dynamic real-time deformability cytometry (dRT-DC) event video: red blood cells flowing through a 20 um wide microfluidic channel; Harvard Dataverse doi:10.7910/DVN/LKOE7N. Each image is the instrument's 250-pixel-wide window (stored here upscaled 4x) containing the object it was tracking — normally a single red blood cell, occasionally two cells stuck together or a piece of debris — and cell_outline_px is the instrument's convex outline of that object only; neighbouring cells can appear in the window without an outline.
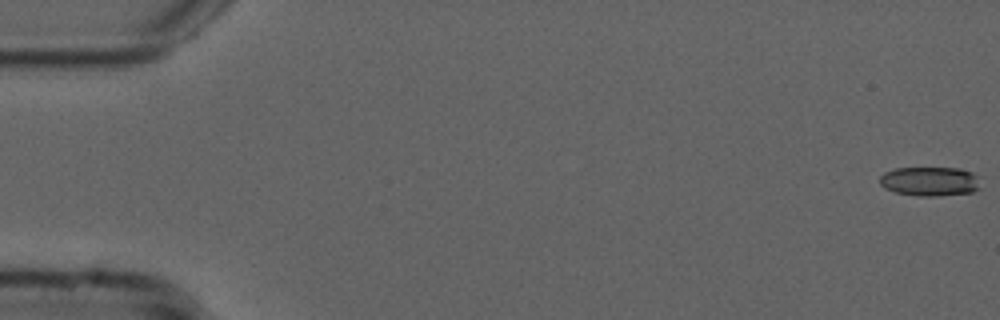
{"species": "common noctule bat (a hibernating species)", "species_latin": "Nyctalus noctula", "temperature_condition": "cold", "stored_images_in_passage": 55, "camera_frame_rate_fps": 3000, "um_per_image_px": 0.085, "animal": {"sex": "male", "forearm_length_mm": 52.5}, "frame": {"image": 1, "passage_image": 1, "time_ms": 0.0, "image_size_px": [1000, 320], "cell_outline_px": [[980, 188], [972, 192], [940, 196], [920, 196], [896, 192], [884, 188], [880, 184], [880, 176], [884, 172], [896, 168], [960, 168], [972, 172], [976, 176]], "centroid_in_image_um": [79.03, 15.41], "position_along_channel_um": 6.0, "area_um2": 17.17}}
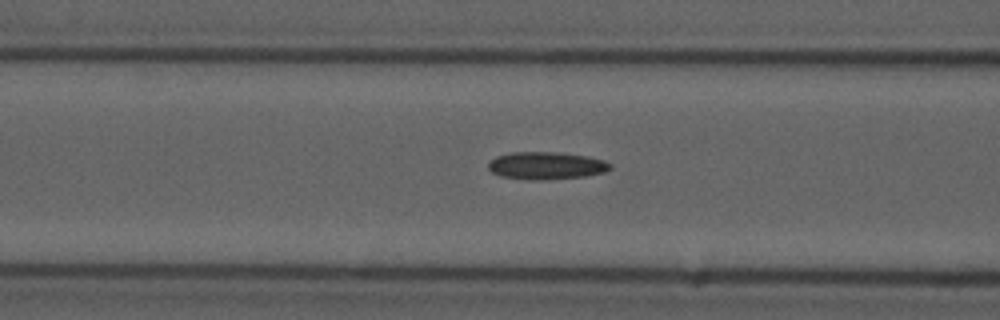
{"frame": {"image": 2, "passage_image": 22, "time_ms": 7.0, "image_size_px": [1000, 320], "cell_outline_px": [[612, 168], [604, 172], [588, 176], [544, 180], [528, 180], [500, 176], [492, 172], [488, 168], [488, 164], [496, 156], [512, 152], [556, 152], [584, 156], [604, 160], [612, 164]], "centroid_in_image_um": [46.43, 14.09], "position_along_channel_um": 120.2, "area_um2": 19.59}}
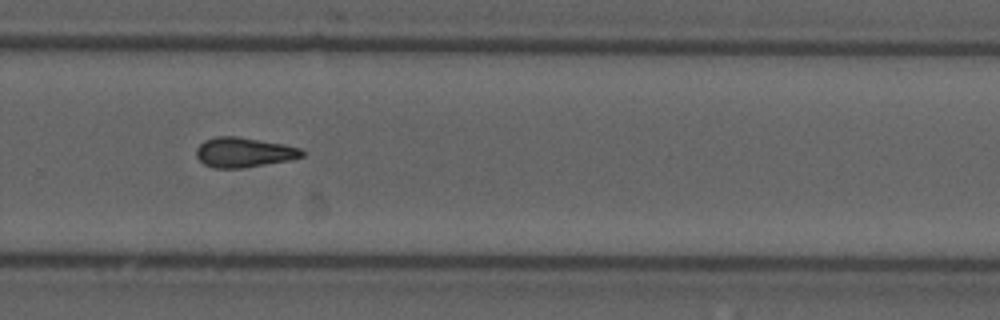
{"frame": {"image": 3, "passage_image": 37, "time_ms": 12.0, "image_size_px": [1000, 320], "cell_outline_px": [[304, 156], [292, 160], [244, 168], [212, 168], [204, 164], [196, 156], [196, 148], [204, 140], [216, 136], [236, 136], [284, 144], [300, 148], [304, 152]], "centroid_in_image_um": [20.73, 12.95], "position_along_channel_um": 309.1, "area_um2": 18.55}, "authors_computed_cell_mechanics": {"area_um2": 17.9758, "velocity_mm_per_s": 3.7875, "shape_relaxation_time_tau1_ms": null, "shape_relaxation_time_tau2_ms": 6.3308, "deformation_change_tau1": null, "deformation_change_tau2": 0.1726}}